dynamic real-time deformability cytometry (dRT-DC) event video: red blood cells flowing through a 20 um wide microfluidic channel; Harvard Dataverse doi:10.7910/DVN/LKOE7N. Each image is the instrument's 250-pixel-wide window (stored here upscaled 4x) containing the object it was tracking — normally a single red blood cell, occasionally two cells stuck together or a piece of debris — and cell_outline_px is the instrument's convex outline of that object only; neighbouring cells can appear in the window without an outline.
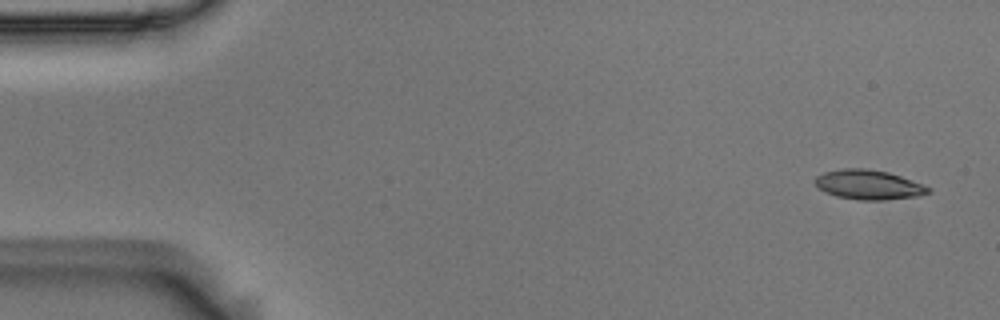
{"species": "Egyptian fruit bat (a non-hibernating species)", "species_latin": "Rousettus aegyptiacus", "temperature_condition": "room temperature", "stored_images_in_passage": 6, "camera_frame_rate_fps": 3000, "um_per_image_px": 0.085, "animal": {"sex": "male"}, "frame": {"image": 1, "passage_image": 1, "time_ms": 0.0, "image_size_px": [1000, 320], "cell_outline_px": [[932, 192], [920, 196], [884, 200], [860, 200], [836, 196], [820, 188], [812, 180], [816, 176], [824, 172], [840, 168], [868, 168], [888, 172], [924, 184], [932, 188]], "centroid_in_image_um": [73.87, 15.69], "position_along_channel_um": 11.1, "area_um2": 19.71}}
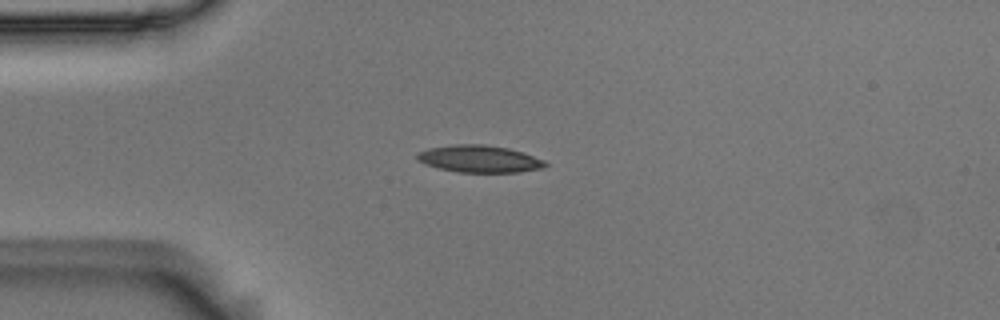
{"frame": {"image": 2, "passage_image": 4, "time_ms": 1.0, "image_size_px": [1000, 320], "cell_outline_px": [[548, 164], [544, 168], [516, 172], [456, 172], [424, 164], [416, 160], [416, 152], [428, 148], [452, 144], [484, 144], [508, 148], [544, 160]], "centroid_in_image_um": [40.68, 13.5], "position_along_channel_um": 44.3, "area_um2": 20.29}}
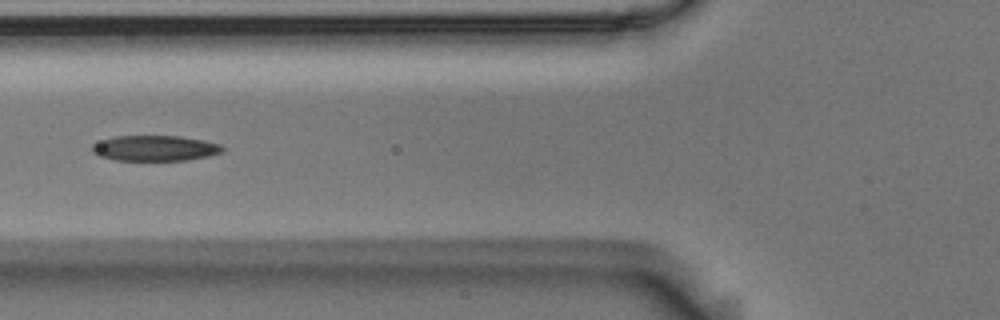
{"frame": {"image": 3, "passage_image": 6, "time_ms": 1.667, "image_size_px": [1000, 320], "cell_outline_px": [[224, 148], [220, 152], [208, 156], [184, 160], [116, 160], [100, 156], [92, 152], [92, 144], [116, 136], [180, 136], [204, 140], [220, 144]], "centroid_in_image_um": [13.17, 12.59], "position_along_channel_um": 112.6, "area_um2": 19.13}}